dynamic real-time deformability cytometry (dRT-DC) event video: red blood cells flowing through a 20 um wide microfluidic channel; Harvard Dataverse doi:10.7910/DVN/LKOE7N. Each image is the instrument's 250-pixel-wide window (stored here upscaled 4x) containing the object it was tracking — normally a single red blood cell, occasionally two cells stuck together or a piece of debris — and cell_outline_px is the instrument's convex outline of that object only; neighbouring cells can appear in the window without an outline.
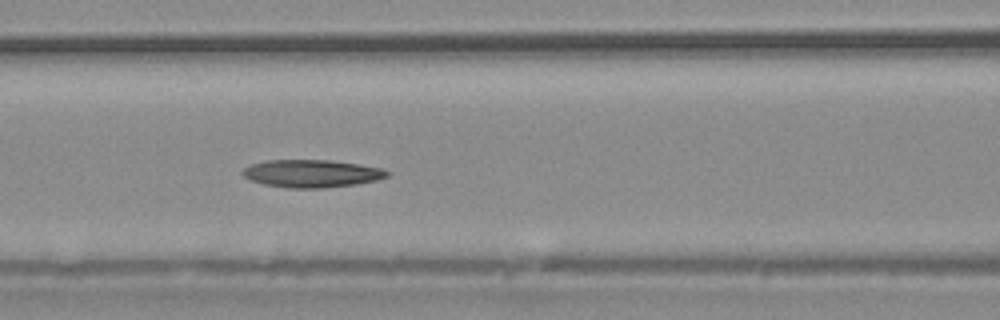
{"species": "common noctule bat (a hibernating species)", "species_latin": "Nyctalus noctula", "temperature_condition": "warm", "stored_images_in_passage": 38, "camera_frame_rate_fps": 3000, "um_per_image_px": 0.085, "animal": {"sex": "male", "body_mass_g": 20.4}, "frame": {"image": 1, "passage_image": 17, "time_ms": 5.333, "image_size_px": [1000, 320], "cell_outline_px": [[392, 172], [388, 176], [376, 180], [356, 184], [324, 188], [288, 188], [264, 184], [252, 180], [244, 176], [240, 172], [244, 168], [252, 164], [268, 160], [332, 160], [384, 168]], "centroid_in_image_um": [26.53, 14.74], "position_along_channel_um": 140.1, "area_um2": 23.35}}